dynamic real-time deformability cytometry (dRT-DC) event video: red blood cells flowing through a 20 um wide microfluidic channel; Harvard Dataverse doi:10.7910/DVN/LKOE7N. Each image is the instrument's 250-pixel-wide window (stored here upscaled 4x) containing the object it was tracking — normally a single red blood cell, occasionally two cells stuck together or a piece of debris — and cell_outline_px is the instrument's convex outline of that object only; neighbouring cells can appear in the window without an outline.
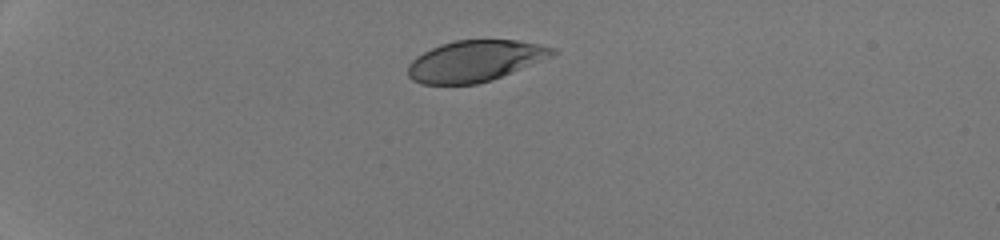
{"species": "human", "species_latin": "Homo sapiens", "temperature_condition": "room temperature", "stored_images_in_passage": 37, "camera_frame_rate_fps": 3000, "um_per_image_px": 0.085, "donor": {"sex": "male"}, "frame": {"image": 1, "passage_image": 1, "time_ms": 0.0, "image_size_px": [1000, 240], "cell_outline_px": [[560, 52], [552, 56], [492, 80], [476, 84], [420, 84], [412, 80], [408, 76], [408, 64], [416, 56], [440, 44], [456, 40], [520, 40], [540, 44], [556, 48]], "centroid_in_image_um": [40.39, 5.18], "position_along_channel_um": 44.6, "area_um2": 34.74}}
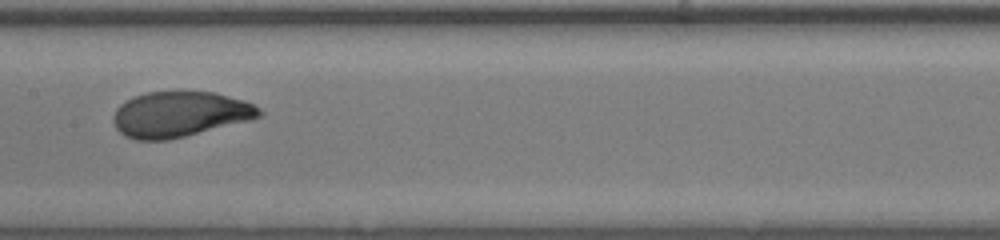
{"frame": {"image": 2, "passage_image": 16, "time_ms": 5.0, "image_size_px": [1000, 240], "cell_outline_px": [[264, 116], [252, 120], [168, 140], [136, 140], [124, 136], [116, 128], [112, 120], [112, 116], [116, 108], [120, 104], [136, 96], [148, 92], [212, 92], [244, 100], [260, 108], [264, 112]], "centroid_in_image_um": [15.3, 9.73], "position_along_channel_um": 192.1, "area_um2": 38.73}}
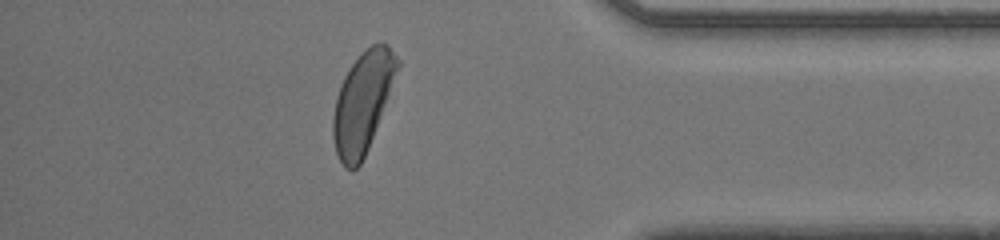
{"frame": {"image": 3, "passage_image": 32, "time_ms": 10.333, "image_size_px": [1000, 240], "cell_outline_px": [[400, 64], [368, 148], [360, 164], [352, 172], [344, 168], [336, 152], [332, 136], [332, 116], [336, 96], [340, 84], [344, 76], [352, 64], [372, 44], [388, 44], [400, 60]], "centroid_in_image_um": [30.79, 8.73], "position_along_channel_um": 404.4, "area_um2": 37.05}, "authors_computed_cell_mechanics": {"area_um2": 38.6104, "velocity_mm_per_s": 4.2995, "shape_relaxation_time_tau1_ms": 3.6694, "shape_relaxation_time_tau2_ms": null, "deformation_change_tau1": 0.1891, "deformation_change_tau2": null}}